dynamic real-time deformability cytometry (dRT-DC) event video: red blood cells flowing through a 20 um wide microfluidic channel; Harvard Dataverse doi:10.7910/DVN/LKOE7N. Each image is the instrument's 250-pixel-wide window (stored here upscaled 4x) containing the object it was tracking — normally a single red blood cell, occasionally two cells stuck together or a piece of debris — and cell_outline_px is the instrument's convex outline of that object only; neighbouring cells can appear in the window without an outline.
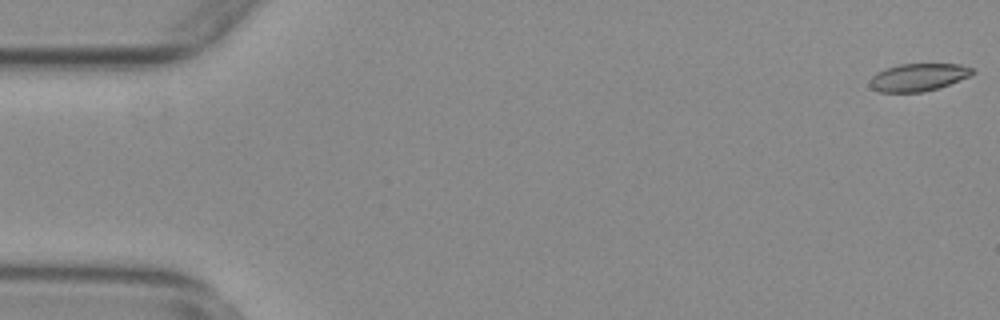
{"species": "common noctule bat (a hibernating species)", "species_latin": "Nyctalus noctula", "temperature_condition": "warm", "stored_images_in_passage": 15, "camera_frame_rate_fps": 3000, "um_per_image_px": 0.085, "animal": {"sex": "female", "body_mass_g": 29.2, "forearm_length_mm": 56.3}, "frame": {"image": 1, "passage_image": 1, "time_ms": 0.0, "image_size_px": [1000, 320], "cell_outline_px": [[976, 72], [968, 76], [948, 84], [924, 92], [880, 92], [872, 88], [868, 84], [872, 76], [876, 72], [900, 64], [960, 64], [972, 68]], "centroid_in_image_um": [78.02, 6.56], "position_along_channel_um": 7.0, "area_um2": 16.3}}